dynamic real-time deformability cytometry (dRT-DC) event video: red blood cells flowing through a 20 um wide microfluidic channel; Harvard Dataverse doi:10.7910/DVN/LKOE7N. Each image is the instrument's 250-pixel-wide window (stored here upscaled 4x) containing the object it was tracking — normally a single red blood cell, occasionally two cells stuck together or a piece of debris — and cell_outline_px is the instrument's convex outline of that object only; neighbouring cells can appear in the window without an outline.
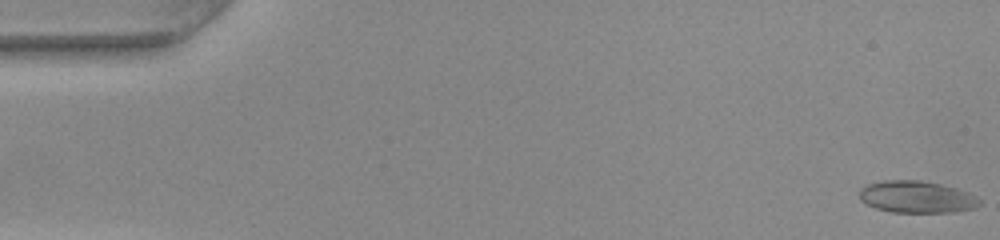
{"species": "common noctule bat (a hibernating species)", "species_latin": "Nyctalus noctula", "temperature_condition": "warm", "stored_images_in_passage": 50, "camera_frame_rate_fps": 3000, "um_per_image_px": 0.085, "animal": {"sex": "female", "body_mass_g": 22.0, "forearm_length_mm": 56.7}, "frame": {"image": 1, "passage_image": 1, "time_ms": 0.0, "image_size_px": [1000, 240], "cell_outline_px": [[980, 204], [976, 208], [952, 212], [892, 212], [876, 208], [860, 200], [860, 188], [868, 184], [880, 180], [920, 180], [940, 184], [956, 188], [968, 192], [976, 196], [980, 200]], "centroid_in_image_um": [77.92, 16.73], "position_along_channel_um": 7.1, "area_um2": 22.37}}
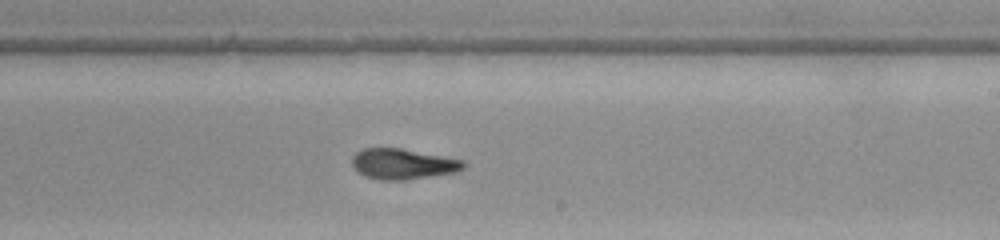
{"frame": {"image": 2, "passage_image": 30, "time_ms": 9.667, "image_size_px": [1000, 240], "cell_outline_px": [[464, 168], [456, 172], [404, 180], [380, 180], [364, 176], [356, 172], [352, 164], [352, 156], [356, 152], [364, 148], [400, 148], [464, 160]], "centroid_in_image_um": [34.2, 13.94], "position_along_channel_um": 254.8, "area_um2": 19.83}}
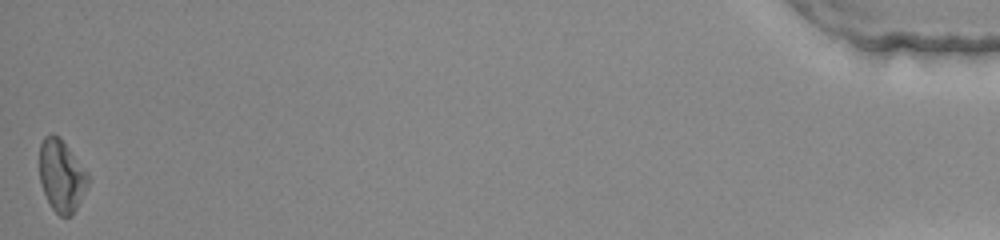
{"frame": {"image": 3, "passage_image": 50, "time_ms": 16.333, "image_size_px": [1000, 240], "cell_outline_px": [[88, 184], [72, 216], [60, 216], [52, 208], [40, 184], [40, 144], [44, 136], [52, 132], [60, 136], [88, 172]], "centroid_in_image_um": [5.22, 14.89], "position_along_channel_um": 430.0, "area_um2": 20.4}, "authors_computed_cell_mechanics": {"area_um2": 20.4034, "velocity_mm_per_s": 4.0984, "shape_relaxation_time_tau1_ms": 5.4629, "shape_relaxation_time_tau2_ms": 2.7867, "deformation_change_tau1": 0.19, "deformation_change_tau2": 0.0988}}